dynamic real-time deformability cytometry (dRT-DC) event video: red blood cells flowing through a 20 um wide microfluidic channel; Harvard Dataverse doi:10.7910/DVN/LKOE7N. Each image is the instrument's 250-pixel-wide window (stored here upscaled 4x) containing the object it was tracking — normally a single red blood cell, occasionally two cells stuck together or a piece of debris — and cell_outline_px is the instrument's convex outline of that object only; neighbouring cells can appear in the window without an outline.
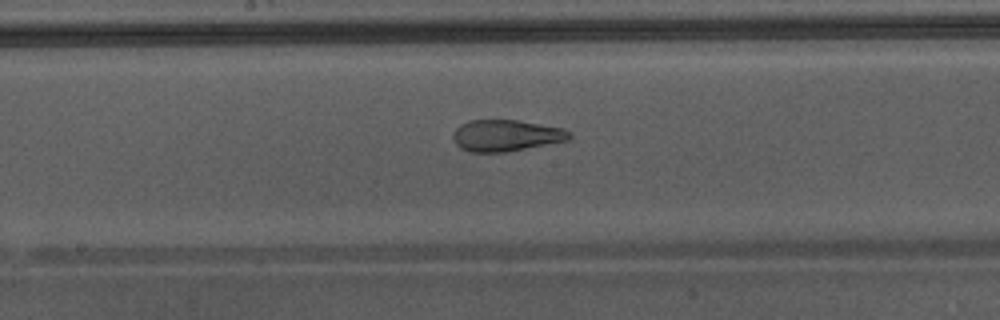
{"species": "Egyptian fruit bat (a non-hibernating species)", "species_latin": "Rousettus aegyptiacus", "temperature_condition": "warm", "stored_images_in_passage": 49, "camera_frame_rate_fps": 3000, "um_per_image_px": 0.085, "animal": {"sex": "male"}, "frame": {"image": 1, "passage_image": 28, "time_ms": 9.0, "image_size_px": [1000, 320], "cell_outline_px": [[572, 136], [568, 140], [504, 152], [472, 152], [460, 148], [452, 140], [452, 132], [460, 124], [468, 120], [516, 120], [564, 128]], "centroid_in_image_um": [42.95, 11.51], "position_along_channel_um": 205.2, "area_um2": 21.27}, "authors_computed_cell_mechanics": {"area_um2": 28.0908, "velocity_mm_per_s": 4.3924, "shape_relaxation_time_tau1_ms": null, "shape_relaxation_time_tau2_ms": 1.4486, "deformation_change_tau1": null, "deformation_change_tau2": 0.0698}}